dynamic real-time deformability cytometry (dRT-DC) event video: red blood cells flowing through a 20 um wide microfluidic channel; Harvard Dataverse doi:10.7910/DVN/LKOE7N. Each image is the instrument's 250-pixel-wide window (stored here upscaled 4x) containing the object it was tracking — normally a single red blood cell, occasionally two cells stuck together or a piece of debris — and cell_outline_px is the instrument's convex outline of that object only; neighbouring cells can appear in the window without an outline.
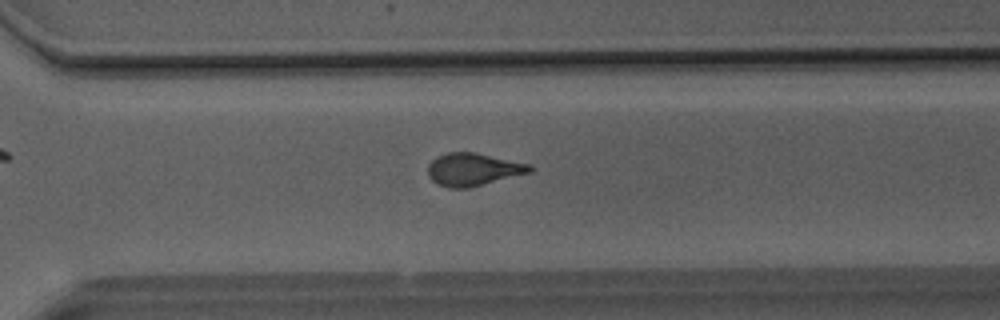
{"species": "Egyptian fruit bat (a non-hibernating species)", "species_latin": "Rousettus aegyptiacus", "temperature_condition": "room temperature", "stored_images_in_passage": 25, "camera_frame_rate_fps": 3000, "um_per_image_px": 0.085, "animal": {"sex": "male"}, "frame": {"image": 1, "passage_image": 20, "time_ms": 6.333, "image_size_px": [1000, 320], "cell_outline_px": [[536, 168], [532, 172], [468, 188], [448, 188], [436, 184], [428, 176], [428, 164], [436, 156], [448, 152], [476, 152], [532, 164]], "centroid_in_image_um": [40.24, 14.39], "position_along_channel_um": 330.4, "area_um2": 19.77}, "authors_computed_cell_mechanics": {"area_um2": 19.5942, "velocity_mm_per_s": 4.1288, "shape_relaxation_time_tau1_ms": 6.0603, "shape_relaxation_time_tau2_ms": 1.1807, "deformation_change_tau1": 0.2027, "deformation_change_tau2": 0.1038}}